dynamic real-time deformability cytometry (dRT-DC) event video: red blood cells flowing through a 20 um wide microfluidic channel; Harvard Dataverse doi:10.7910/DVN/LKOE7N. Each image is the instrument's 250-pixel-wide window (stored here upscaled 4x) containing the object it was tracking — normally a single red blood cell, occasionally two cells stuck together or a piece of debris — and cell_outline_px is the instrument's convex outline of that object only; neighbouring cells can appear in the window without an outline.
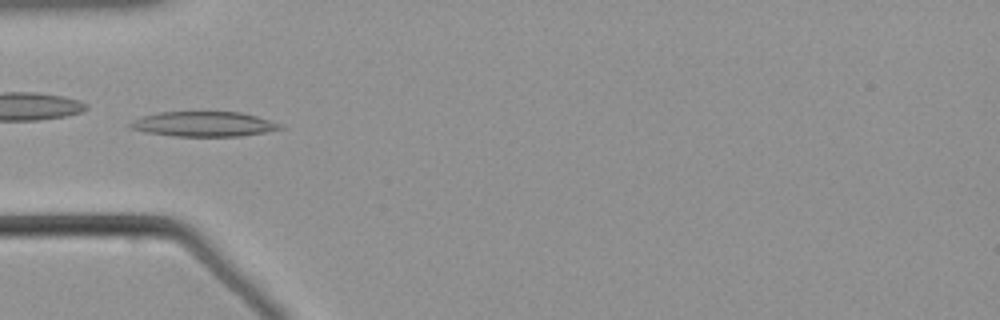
{"species": "common noctule bat (a hibernating species)", "species_latin": "Nyctalus noctula", "temperature_condition": "warm", "stored_images_in_passage": 44, "camera_frame_rate_fps": 3000, "um_per_image_px": 0.085, "animal": {"sex": "male", "body_mass_g": 21.5, "forearm_length_mm": 52.0}, "frame": {"image": 1, "passage_image": 7, "time_ms": 2.0, "image_size_px": [1000, 320], "cell_outline_px": [[284, 128], [264, 132], [240, 136], [172, 136], [144, 132], [128, 128], [128, 124], [132, 120], [140, 116], [156, 112], [240, 112], [256, 116], [280, 124]], "centroid_in_image_um": [17.21, 10.54], "position_along_channel_um": 67.8, "area_um2": 21.85}}